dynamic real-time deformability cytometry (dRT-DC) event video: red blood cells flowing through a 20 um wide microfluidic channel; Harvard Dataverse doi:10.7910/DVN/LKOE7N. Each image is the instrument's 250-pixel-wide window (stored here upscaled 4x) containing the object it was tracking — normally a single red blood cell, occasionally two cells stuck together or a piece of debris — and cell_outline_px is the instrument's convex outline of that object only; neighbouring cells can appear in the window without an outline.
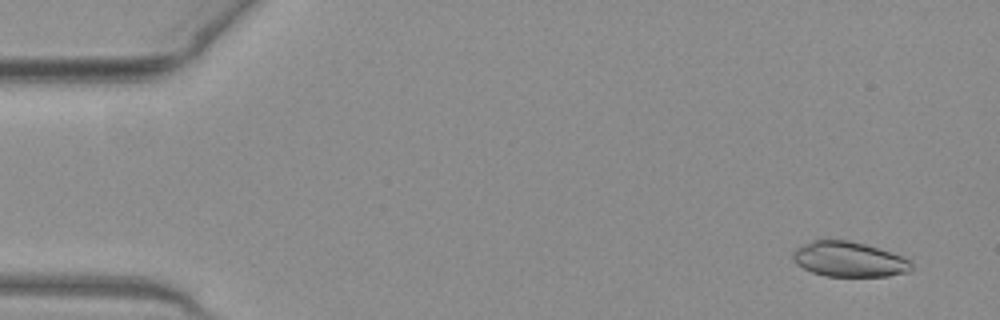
{"species": "common noctule bat (a hibernating species)", "species_latin": "Nyctalus noctula", "temperature_condition": "warm", "stored_images_in_passage": 50, "camera_frame_rate_fps": 3000, "um_per_image_px": 0.085, "animal": {"sex": "female", "body_mass_g": 19.3, "forearm_length_mm": 54.1}, "frame": {"image": 1, "passage_image": 3, "time_ms": 0.667, "image_size_px": [1000, 320], "cell_outline_px": [[912, 268], [908, 272], [888, 276], [824, 276], [812, 272], [796, 264], [792, 260], [792, 252], [796, 248], [820, 236], [824, 236], [848, 240], [864, 244], [900, 256], [908, 260], [912, 264]], "centroid_in_image_um": [72.06, 22.01], "position_along_channel_um": 12.9, "area_um2": 24.57}}
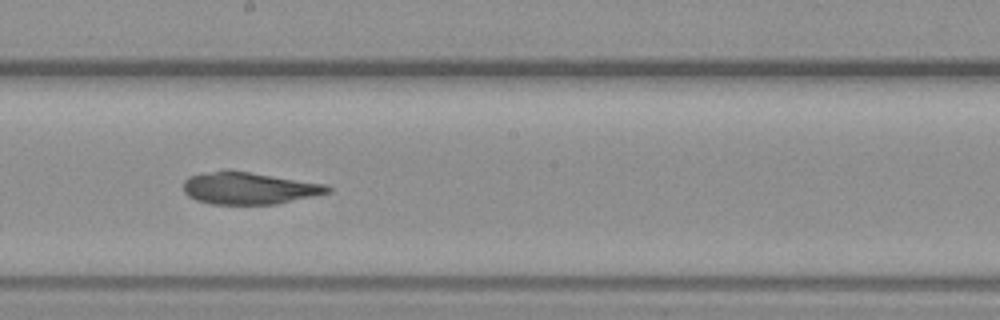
{"frame": {"image": 2, "passage_image": 28, "time_ms": 9.0, "image_size_px": [1000, 320], "cell_outline_px": [[332, 192], [276, 204], [208, 204], [196, 200], [188, 196], [184, 192], [184, 180], [188, 176], [228, 168], [328, 184], [332, 188]], "centroid_in_image_um": [21.18, 15.98], "position_along_channel_um": 227.0, "area_um2": 27.51}}
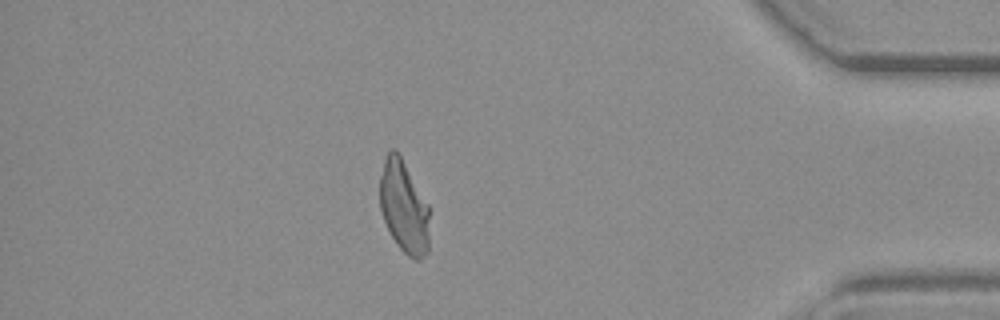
{"frame": {"image": 3, "passage_image": 44, "time_ms": 14.333, "image_size_px": [1000, 320], "cell_outline_px": [[428, 252], [420, 260], [416, 260], [408, 256], [396, 244], [384, 220], [380, 208], [380, 176], [384, 160], [388, 152], [392, 148], [396, 148], [428, 204]], "centroid_in_image_um": [34.32, 17.59], "position_along_channel_um": 400.9, "area_um2": 26.53}, "authors_computed_cell_mechanics": {"area_um2": 27.3394, "velocity_mm_per_s": 4.0546, "shape_relaxation_time_tau1_ms": null, "shape_relaxation_time_tau2_ms": 2.8872, "deformation_change_tau1": null, "deformation_change_tau2": 0.0499}}